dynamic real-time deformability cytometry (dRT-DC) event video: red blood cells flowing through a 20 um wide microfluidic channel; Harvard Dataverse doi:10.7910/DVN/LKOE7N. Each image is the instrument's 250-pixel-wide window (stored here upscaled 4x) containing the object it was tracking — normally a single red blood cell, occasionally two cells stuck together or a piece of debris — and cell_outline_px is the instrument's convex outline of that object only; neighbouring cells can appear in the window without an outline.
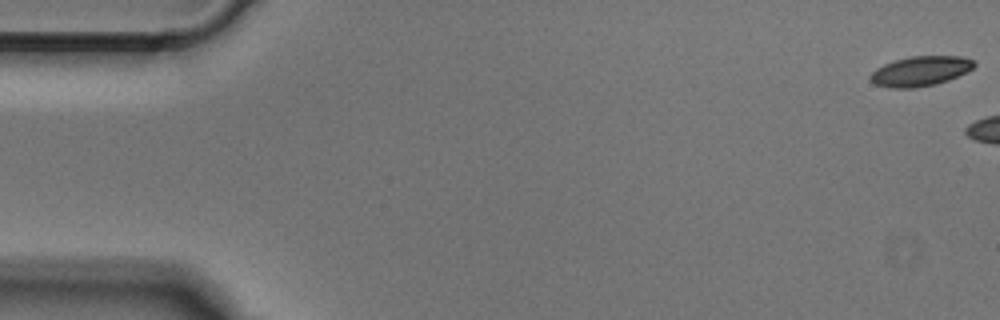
{"species": "Egyptian fruit bat (a non-hibernating species)", "species_latin": "Rousettus aegyptiacus", "temperature_condition": "cold", "stored_images_in_passage": 5, "camera_frame_rate_fps": 3000, "um_per_image_px": 0.085, "animal": {"sex": "male"}, "frame": {"image": 1, "passage_image": 1, "time_ms": 0.0, "image_size_px": [1000, 320], "cell_outline_px": [[976, 64], [968, 72], [948, 80], [936, 84], [916, 88], [888, 88], [876, 84], [868, 76], [876, 68], [884, 64], [908, 56], [960, 56], [972, 60]], "centroid_in_image_um": [78.23, 6.05], "position_along_channel_um": 6.8, "area_um2": 18.09}}